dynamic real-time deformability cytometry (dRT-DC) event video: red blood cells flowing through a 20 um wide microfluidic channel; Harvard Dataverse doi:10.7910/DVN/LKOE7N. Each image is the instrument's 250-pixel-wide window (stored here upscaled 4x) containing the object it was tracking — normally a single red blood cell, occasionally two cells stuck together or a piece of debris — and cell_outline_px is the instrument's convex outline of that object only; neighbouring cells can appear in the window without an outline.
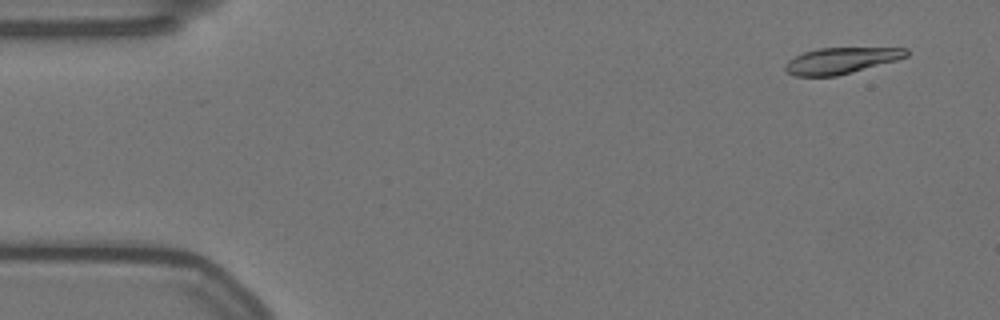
{"species": "Egyptian fruit bat (a non-hibernating species)", "species_latin": "Rousettus aegyptiacus", "temperature_condition": "warm", "stored_images_in_passage": 54, "camera_frame_rate_fps": 3000, "um_per_image_px": 0.085, "animal": {"sex": "female"}, "frame": {"image": 1, "passage_image": 1, "time_ms": 0.0, "image_size_px": [1000, 320], "cell_outline_px": [[908, 56], [896, 60], [836, 76], [796, 76], [788, 72], [784, 68], [784, 64], [788, 60], [804, 52], [820, 48], [908, 48]], "centroid_in_image_um": [71.47, 5.15], "position_along_channel_um": 13.5, "area_um2": 18.21}}
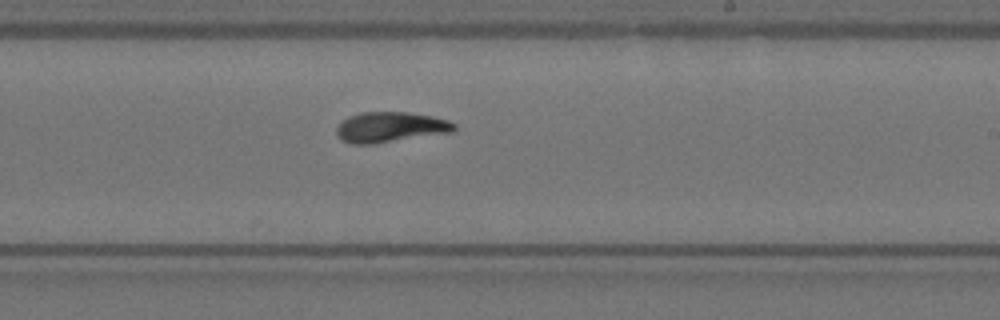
{"frame": {"image": 2, "passage_image": 31, "time_ms": 10.0, "image_size_px": [1000, 320], "cell_outline_px": [[456, 128], [452, 132], [376, 144], [352, 144], [340, 140], [336, 136], [336, 128], [348, 116], [360, 112], [408, 112], [432, 116], [448, 120], [456, 124]], "centroid_in_image_um": [33.16, 10.82], "position_along_channel_um": 255.8, "area_um2": 21.04}}
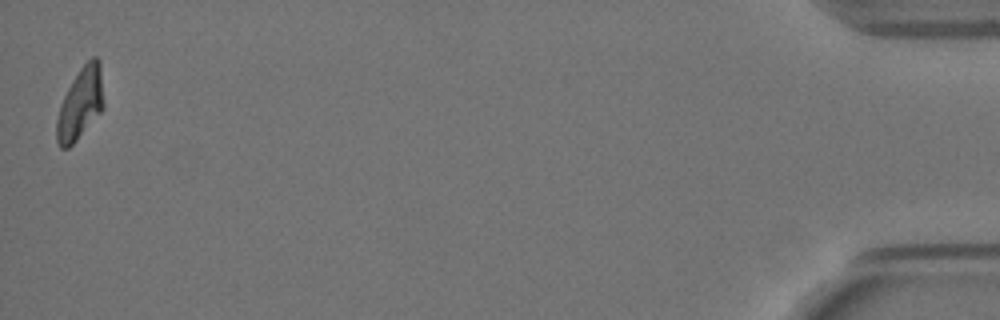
{"frame": {"image": 3, "passage_image": 54, "time_ms": 17.667, "image_size_px": [1000, 320], "cell_outline_px": [[104, 108], [76, 140], [68, 148], [60, 148], [56, 140], [56, 120], [60, 104], [72, 80], [80, 68], [92, 56], [96, 56], [100, 60], [104, 100]], "centroid_in_image_um": [6.83, 8.79], "position_along_channel_um": 428.4, "area_um2": 19.65}, "authors_computed_cell_mechanics": {"area_um2": 19.9988, "velocity_mm_per_s": 3.4967, "shape_relaxation_time_tau1_ms": 8.8358, "shape_relaxation_time_tau2_ms": 2.7517, "deformation_change_tau1": 0.2572, "deformation_change_tau2": 0.0846}}